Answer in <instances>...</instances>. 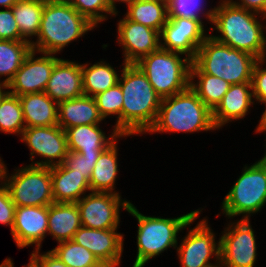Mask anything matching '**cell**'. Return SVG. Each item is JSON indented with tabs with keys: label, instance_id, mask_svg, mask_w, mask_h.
<instances>
[{
	"label": "cell",
	"instance_id": "35",
	"mask_svg": "<svg viewBox=\"0 0 266 267\" xmlns=\"http://www.w3.org/2000/svg\"><path fill=\"white\" fill-rule=\"evenodd\" d=\"M95 27L106 20L107 14L117 15L109 0H66ZM104 13V14H103ZM106 14V15H105Z\"/></svg>",
	"mask_w": 266,
	"mask_h": 267
},
{
	"label": "cell",
	"instance_id": "48",
	"mask_svg": "<svg viewBox=\"0 0 266 267\" xmlns=\"http://www.w3.org/2000/svg\"><path fill=\"white\" fill-rule=\"evenodd\" d=\"M118 265H120V262H117V263H102L99 267H116V266L118 267Z\"/></svg>",
	"mask_w": 266,
	"mask_h": 267
},
{
	"label": "cell",
	"instance_id": "1",
	"mask_svg": "<svg viewBox=\"0 0 266 267\" xmlns=\"http://www.w3.org/2000/svg\"><path fill=\"white\" fill-rule=\"evenodd\" d=\"M118 83L122 89V135L146 134L154 125L161 97L136 64H124Z\"/></svg>",
	"mask_w": 266,
	"mask_h": 267
},
{
	"label": "cell",
	"instance_id": "19",
	"mask_svg": "<svg viewBox=\"0 0 266 267\" xmlns=\"http://www.w3.org/2000/svg\"><path fill=\"white\" fill-rule=\"evenodd\" d=\"M44 92L57 103L83 96L81 64L60 58Z\"/></svg>",
	"mask_w": 266,
	"mask_h": 267
},
{
	"label": "cell",
	"instance_id": "14",
	"mask_svg": "<svg viewBox=\"0 0 266 267\" xmlns=\"http://www.w3.org/2000/svg\"><path fill=\"white\" fill-rule=\"evenodd\" d=\"M202 219L188 231L181 244L176 247L182 267H207L212 265V256L220 261V243L215 242V233L208 225V220Z\"/></svg>",
	"mask_w": 266,
	"mask_h": 267
},
{
	"label": "cell",
	"instance_id": "31",
	"mask_svg": "<svg viewBox=\"0 0 266 267\" xmlns=\"http://www.w3.org/2000/svg\"><path fill=\"white\" fill-rule=\"evenodd\" d=\"M196 77L197 83L194 82ZM230 85L224 79L209 74H190V88L211 111L218 106Z\"/></svg>",
	"mask_w": 266,
	"mask_h": 267
},
{
	"label": "cell",
	"instance_id": "52",
	"mask_svg": "<svg viewBox=\"0 0 266 267\" xmlns=\"http://www.w3.org/2000/svg\"><path fill=\"white\" fill-rule=\"evenodd\" d=\"M207 267H222V266H221V262L220 261H216L215 264L209 265Z\"/></svg>",
	"mask_w": 266,
	"mask_h": 267
},
{
	"label": "cell",
	"instance_id": "17",
	"mask_svg": "<svg viewBox=\"0 0 266 267\" xmlns=\"http://www.w3.org/2000/svg\"><path fill=\"white\" fill-rule=\"evenodd\" d=\"M48 233V206H16L11 235L19 249L41 243Z\"/></svg>",
	"mask_w": 266,
	"mask_h": 267
},
{
	"label": "cell",
	"instance_id": "28",
	"mask_svg": "<svg viewBox=\"0 0 266 267\" xmlns=\"http://www.w3.org/2000/svg\"><path fill=\"white\" fill-rule=\"evenodd\" d=\"M88 66L89 64L81 65L84 95L94 97L118 83L120 76L106 61Z\"/></svg>",
	"mask_w": 266,
	"mask_h": 267
},
{
	"label": "cell",
	"instance_id": "21",
	"mask_svg": "<svg viewBox=\"0 0 266 267\" xmlns=\"http://www.w3.org/2000/svg\"><path fill=\"white\" fill-rule=\"evenodd\" d=\"M109 137L99 128V124L80 125L65 130L68 151L78 153L102 152L117 138L129 135H120L115 129Z\"/></svg>",
	"mask_w": 266,
	"mask_h": 267
},
{
	"label": "cell",
	"instance_id": "38",
	"mask_svg": "<svg viewBox=\"0 0 266 267\" xmlns=\"http://www.w3.org/2000/svg\"><path fill=\"white\" fill-rule=\"evenodd\" d=\"M0 39L21 41L25 40L21 35L15 21L12 8L0 10Z\"/></svg>",
	"mask_w": 266,
	"mask_h": 267
},
{
	"label": "cell",
	"instance_id": "10",
	"mask_svg": "<svg viewBox=\"0 0 266 267\" xmlns=\"http://www.w3.org/2000/svg\"><path fill=\"white\" fill-rule=\"evenodd\" d=\"M219 243L222 267H254L257 246L250 220L240 219L228 224Z\"/></svg>",
	"mask_w": 266,
	"mask_h": 267
},
{
	"label": "cell",
	"instance_id": "18",
	"mask_svg": "<svg viewBox=\"0 0 266 267\" xmlns=\"http://www.w3.org/2000/svg\"><path fill=\"white\" fill-rule=\"evenodd\" d=\"M123 234L114 229H91L81 226L74 234L73 241L87 248L101 263L121 262Z\"/></svg>",
	"mask_w": 266,
	"mask_h": 267
},
{
	"label": "cell",
	"instance_id": "41",
	"mask_svg": "<svg viewBox=\"0 0 266 267\" xmlns=\"http://www.w3.org/2000/svg\"><path fill=\"white\" fill-rule=\"evenodd\" d=\"M40 249L31 253L29 264L32 267H68L51 250L40 254Z\"/></svg>",
	"mask_w": 266,
	"mask_h": 267
},
{
	"label": "cell",
	"instance_id": "32",
	"mask_svg": "<svg viewBox=\"0 0 266 267\" xmlns=\"http://www.w3.org/2000/svg\"><path fill=\"white\" fill-rule=\"evenodd\" d=\"M51 251L68 267H99L102 264L92 252L72 239L59 242Z\"/></svg>",
	"mask_w": 266,
	"mask_h": 267
},
{
	"label": "cell",
	"instance_id": "44",
	"mask_svg": "<svg viewBox=\"0 0 266 267\" xmlns=\"http://www.w3.org/2000/svg\"><path fill=\"white\" fill-rule=\"evenodd\" d=\"M19 0H0V6L12 8Z\"/></svg>",
	"mask_w": 266,
	"mask_h": 267
},
{
	"label": "cell",
	"instance_id": "27",
	"mask_svg": "<svg viewBox=\"0 0 266 267\" xmlns=\"http://www.w3.org/2000/svg\"><path fill=\"white\" fill-rule=\"evenodd\" d=\"M126 18L161 31L168 19L167 6L158 0H134L127 3Z\"/></svg>",
	"mask_w": 266,
	"mask_h": 267
},
{
	"label": "cell",
	"instance_id": "33",
	"mask_svg": "<svg viewBox=\"0 0 266 267\" xmlns=\"http://www.w3.org/2000/svg\"><path fill=\"white\" fill-rule=\"evenodd\" d=\"M24 129L25 121L19 96L8 93L0 103V131L21 136Z\"/></svg>",
	"mask_w": 266,
	"mask_h": 267
},
{
	"label": "cell",
	"instance_id": "36",
	"mask_svg": "<svg viewBox=\"0 0 266 267\" xmlns=\"http://www.w3.org/2000/svg\"><path fill=\"white\" fill-rule=\"evenodd\" d=\"M203 0H172L171 3L167 6L168 17H181L187 19L199 20L202 24L201 14L206 16V20L212 23L214 8L205 10ZM201 16V17H200Z\"/></svg>",
	"mask_w": 266,
	"mask_h": 267
},
{
	"label": "cell",
	"instance_id": "3",
	"mask_svg": "<svg viewBox=\"0 0 266 267\" xmlns=\"http://www.w3.org/2000/svg\"><path fill=\"white\" fill-rule=\"evenodd\" d=\"M95 26L67 1L45 0L36 41H31L37 53L57 54Z\"/></svg>",
	"mask_w": 266,
	"mask_h": 267
},
{
	"label": "cell",
	"instance_id": "53",
	"mask_svg": "<svg viewBox=\"0 0 266 267\" xmlns=\"http://www.w3.org/2000/svg\"><path fill=\"white\" fill-rule=\"evenodd\" d=\"M160 3L165 4L166 6H168L172 0H158Z\"/></svg>",
	"mask_w": 266,
	"mask_h": 267
},
{
	"label": "cell",
	"instance_id": "12",
	"mask_svg": "<svg viewBox=\"0 0 266 267\" xmlns=\"http://www.w3.org/2000/svg\"><path fill=\"white\" fill-rule=\"evenodd\" d=\"M21 140L31 151L32 163L29 165L44 167L60 165L64 163L69 152L66 133L59 125L25 128ZM35 155L45 158L44 161L33 163Z\"/></svg>",
	"mask_w": 266,
	"mask_h": 267
},
{
	"label": "cell",
	"instance_id": "24",
	"mask_svg": "<svg viewBox=\"0 0 266 267\" xmlns=\"http://www.w3.org/2000/svg\"><path fill=\"white\" fill-rule=\"evenodd\" d=\"M25 128L58 125V103L45 92L19 96Z\"/></svg>",
	"mask_w": 266,
	"mask_h": 267
},
{
	"label": "cell",
	"instance_id": "11",
	"mask_svg": "<svg viewBox=\"0 0 266 267\" xmlns=\"http://www.w3.org/2000/svg\"><path fill=\"white\" fill-rule=\"evenodd\" d=\"M118 193L90 192L76 202L82 226L91 229L119 228L120 208L128 211L130 201Z\"/></svg>",
	"mask_w": 266,
	"mask_h": 267
},
{
	"label": "cell",
	"instance_id": "45",
	"mask_svg": "<svg viewBox=\"0 0 266 267\" xmlns=\"http://www.w3.org/2000/svg\"><path fill=\"white\" fill-rule=\"evenodd\" d=\"M3 89H8V84H5L3 82H0V103L3 100V98L9 93V91H5Z\"/></svg>",
	"mask_w": 266,
	"mask_h": 267
},
{
	"label": "cell",
	"instance_id": "39",
	"mask_svg": "<svg viewBox=\"0 0 266 267\" xmlns=\"http://www.w3.org/2000/svg\"><path fill=\"white\" fill-rule=\"evenodd\" d=\"M264 63L263 58L257 59L252 72L253 98L259 103L266 101V69L262 67Z\"/></svg>",
	"mask_w": 266,
	"mask_h": 267
},
{
	"label": "cell",
	"instance_id": "20",
	"mask_svg": "<svg viewBox=\"0 0 266 267\" xmlns=\"http://www.w3.org/2000/svg\"><path fill=\"white\" fill-rule=\"evenodd\" d=\"M252 83L230 85L218 106L212 111L215 127L220 129L226 123L245 118L254 104Z\"/></svg>",
	"mask_w": 266,
	"mask_h": 267
},
{
	"label": "cell",
	"instance_id": "9",
	"mask_svg": "<svg viewBox=\"0 0 266 267\" xmlns=\"http://www.w3.org/2000/svg\"><path fill=\"white\" fill-rule=\"evenodd\" d=\"M14 171L8 176L5 165L2 182L15 206H49L54 203L51 167L26 165Z\"/></svg>",
	"mask_w": 266,
	"mask_h": 267
},
{
	"label": "cell",
	"instance_id": "54",
	"mask_svg": "<svg viewBox=\"0 0 266 267\" xmlns=\"http://www.w3.org/2000/svg\"><path fill=\"white\" fill-rule=\"evenodd\" d=\"M266 49V48H265ZM263 59L266 61V51H265V55L263 56Z\"/></svg>",
	"mask_w": 266,
	"mask_h": 267
},
{
	"label": "cell",
	"instance_id": "22",
	"mask_svg": "<svg viewBox=\"0 0 266 267\" xmlns=\"http://www.w3.org/2000/svg\"><path fill=\"white\" fill-rule=\"evenodd\" d=\"M94 97L80 96L58 103V125L67 128L100 124L103 121Z\"/></svg>",
	"mask_w": 266,
	"mask_h": 267
},
{
	"label": "cell",
	"instance_id": "13",
	"mask_svg": "<svg viewBox=\"0 0 266 267\" xmlns=\"http://www.w3.org/2000/svg\"><path fill=\"white\" fill-rule=\"evenodd\" d=\"M207 36L204 24L199 20L168 17L160 31V47L182 53L193 60Z\"/></svg>",
	"mask_w": 266,
	"mask_h": 267
},
{
	"label": "cell",
	"instance_id": "43",
	"mask_svg": "<svg viewBox=\"0 0 266 267\" xmlns=\"http://www.w3.org/2000/svg\"><path fill=\"white\" fill-rule=\"evenodd\" d=\"M262 104H265V107H266V101L265 102H262ZM259 125L256 127V133H261V132H266V109L265 111L263 112L262 116H261V119L259 120Z\"/></svg>",
	"mask_w": 266,
	"mask_h": 267
},
{
	"label": "cell",
	"instance_id": "25",
	"mask_svg": "<svg viewBox=\"0 0 266 267\" xmlns=\"http://www.w3.org/2000/svg\"><path fill=\"white\" fill-rule=\"evenodd\" d=\"M82 226L76 203H56L48 206V235L59 243L73 239Z\"/></svg>",
	"mask_w": 266,
	"mask_h": 267
},
{
	"label": "cell",
	"instance_id": "8",
	"mask_svg": "<svg viewBox=\"0 0 266 267\" xmlns=\"http://www.w3.org/2000/svg\"><path fill=\"white\" fill-rule=\"evenodd\" d=\"M266 168L260 161L243 168L222 202L223 214L228 218L243 215L241 219L260 212L266 204ZM251 214V215H250Z\"/></svg>",
	"mask_w": 266,
	"mask_h": 267
},
{
	"label": "cell",
	"instance_id": "34",
	"mask_svg": "<svg viewBox=\"0 0 266 267\" xmlns=\"http://www.w3.org/2000/svg\"><path fill=\"white\" fill-rule=\"evenodd\" d=\"M94 98L103 119L109 115H117L116 124L113 128L122 135L123 94L120 84L117 83L106 91L97 94Z\"/></svg>",
	"mask_w": 266,
	"mask_h": 267
},
{
	"label": "cell",
	"instance_id": "50",
	"mask_svg": "<svg viewBox=\"0 0 266 267\" xmlns=\"http://www.w3.org/2000/svg\"><path fill=\"white\" fill-rule=\"evenodd\" d=\"M262 164H263V166L266 168V152H265V154H264V157L262 158V159H260L259 160Z\"/></svg>",
	"mask_w": 266,
	"mask_h": 267
},
{
	"label": "cell",
	"instance_id": "47",
	"mask_svg": "<svg viewBox=\"0 0 266 267\" xmlns=\"http://www.w3.org/2000/svg\"><path fill=\"white\" fill-rule=\"evenodd\" d=\"M111 2L112 7L115 9V11L117 10L116 8V2H123V3H128L134 0H109Z\"/></svg>",
	"mask_w": 266,
	"mask_h": 267
},
{
	"label": "cell",
	"instance_id": "26",
	"mask_svg": "<svg viewBox=\"0 0 266 267\" xmlns=\"http://www.w3.org/2000/svg\"><path fill=\"white\" fill-rule=\"evenodd\" d=\"M117 140L99 155L89 180L91 192L117 193L114 191L118 173Z\"/></svg>",
	"mask_w": 266,
	"mask_h": 267
},
{
	"label": "cell",
	"instance_id": "5",
	"mask_svg": "<svg viewBox=\"0 0 266 267\" xmlns=\"http://www.w3.org/2000/svg\"><path fill=\"white\" fill-rule=\"evenodd\" d=\"M257 58L233 49L208 35L192 60L190 74H209L224 79L231 85L252 81Z\"/></svg>",
	"mask_w": 266,
	"mask_h": 267
},
{
	"label": "cell",
	"instance_id": "15",
	"mask_svg": "<svg viewBox=\"0 0 266 267\" xmlns=\"http://www.w3.org/2000/svg\"><path fill=\"white\" fill-rule=\"evenodd\" d=\"M36 53L31 50L9 82L10 94L21 96L45 91L54 65L60 58L49 53H43L42 56L35 58Z\"/></svg>",
	"mask_w": 266,
	"mask_h": 267
},
{
	"label": "cell",
	"instance_id": "42",
	"mask_svg": "<svg viewBox=\"0 0 266 267\" xmlns=\"http://www.w3.org/2000/svg\"><path fill=\"white\" fill-rule=\"evenodd\" d=\"M237 7L244 8L258 14H261L266 6V0H239V2L231 0Z\"/></svg>",
	"mask_w": 266,
	"mask_h": 267
},
{
	"label": "cell",
	"instance_id": "30",
	"mask_svg": "<svg viewBox=\"0 0 266 267\" xmlns=\"http://www.w3.org/2000/svg\"><path fill=\"white\" fill-rule=\"evenodd\" d=\"M31 50V42L29 41L0 39V78L7 76L0 82L9 84Z\"/></svg>",
	"mask_w": 266,
	"mask_h": 267
},
{
	"label": "cell",
	"instance_id": "29",
	"mask_svg": "<svg viewBox=\"0 0 266 267\" xmlns=\"http://www.w3.org/2000/svg\"><path fill=\"white\" fill-rule=\"evenodd\" d=\"M44 4L45 0H19L12 7L20 35L26 41L31 42L39 33Z\"/></svg>",
	"mask_w": 266,
	"mask_h": 267
},
{
	"label": "cell",
	"instance_id": "7",
	"mask_svg": "<svg viewBox=\"0 0 266 267\" xmlns=\"http://www.w3.org/2000/svg\"><path fill=\"white\" fill-rule=\"evenodd\" d=\"M179 52L159 48L142 57L137 63L145 73L155 92L161 97H169L190 87L192 60Z\"/></svg>",
	"mask_w": 266,
	"mask_h": 267
},
{
	"label": "cell",
	"instance_id": "55",
	"mask_svg": "<svg viewBox=\"0 0 266 267\" xmlns=\"http://www.w3.org/2000/svg\"><path fill=\"white\" fill-rule=\"evenodd\" d=\"M23 267H32L30 264L24 265Z\"/></svg>",
	"mask_w": 266,
	"mask_h": 267
},
{
	"label": "cell",
	"instance_id": "37",
	"mask_svg": "<svg viewBox=\"0 0 266 267\" xmlns=\"http://www.w3.org/2000/svg\"><path fill=\"white\" fill-rule=\"evenodd\" d=\"M100 154L101 152L78 153L69 151L64 164L69 169L74 170V173L84 175V177L89 181Z\"/></svg>",
	"mask_w": 266,
	"mask_h": 267
},
{
	"label": "cell",
	"instance_id": "40",
	"mask_svg": "<svg viewBox=\"0 0 266 267\" xmlns=\"http://www.w3.org/2000/svg\"><path fill=\"white\" fill-rule=\"evenodd\" d=\"M15 204L13 203L8 188L3 182L0 183V223L10 226L12 231L14 226Z\"/></svg>",
	"mask_w": 266,
	"mask_h": 267
},
{
	"label": "cell",
	"instance_id": "6",
	"mask_svg": "<svg viewBox=\"0 0 266 267\" xmlns=\"http://www.w3.org/2000/svg\"><path fill=\"white\" fill-rule=\"evenodd\" d=\"M128 213L138 221L137 256L133 267H144L149 260L170 247L176 249L177 234L195 222L201 210L197 209L177 218L145 216L131 203Z\"/></svg>",
	"mask_w": 266,
	"mask_h": 267
},
{
	"label": "cell",
	"instance_id": "16",
	"mask_svg": "<svg viewBox=\"0 0 266 267\" xmlns=\"http://www.w3.org/2000/svg\"><path fill=\"white\" fill-rule=\"evenodd\" d=\"M117 41L124 55L123 64H135L142 57L160 48V32L133 22L126 17L117 24Z\"/></svg>",
	"mask_w": 266,
	"mask_h": 267
},
{
	"label": "cell",
	"instance_id": "23",
	"mask_svg": "<svg viewBox=\"0 0 266 267\" xmlns=\"http://www.w3.org/2000/svg\"><path fill=\"white\" fill-rule=\"evenodd\" d=\"M54 202L76 203L90 191L89 181L84 175L74 173L64 163L51 167Z\"/></svg>",
	"mask_w": 266,
	"mask_h": 267
},
{
	"label": "cell",
	"instance_id": "49",
	"mask_svg": "<svg viewBox=\"0 0 266 267\" xmlns=\"http://www.w3.org/2000/svg\"><path fill=\"white\" fill-rule=\"evenodd\" d=\"M4 166H5L4 161H2L0 158V182H2V174H3Z\"/></svg>",
	"mask_w": 266,
	"mask_h": 267
},
{
	"label": "cell",
	"instance_id": "46",
	"mask_svg": "<svg viewBox=\"0 0 266 267\" xmlns=\"http://www.w3.org/2000/svg\"><path fill=\"white\" fill-rule=\"evenodd\" d=\"M0 267H14L13 261L11 258H6L2 264H0Z\"/></svg>",
	"mask_w": 266,
	"mask_h": 267
},
{
	"label": "cell",
	"instance_id": "2",
	"mask_svg": "<svg viewBox=\"0 0 266 267\" xmlns=\"http://www.w3.org/2000/svg\"><path fill=\"white\" fill-rule=\"evenodd\" d=\"M214 7L212 28L221 33L211 35L215 40L233 49L247 52L257 59L263 58L266 51V36L258 13L237 7L231 0L223 1Z\"/></svg>",
	"mask_w": 266,
	"mask_h": 267
},
{
	"label": "cell",
	"instance_id": "51",
	"mask_svg": "<svg viewBox=\"0 0 266 267\" xmlns=\"http://www.w3.org/2000/svg\"><path fill=\"white\" fill-rule=\"evenodd\" d=\"M261 19H262V21L265 19L266 20V6H265V8H264V10L262 11V13H261V17H260Z\"/></svg>",
	"mask_w": 266,
	"mask_h": 267
},
{
	"label": "cell",
	"instance_id": "4",
	"mask_svg": "<svg viewBox=\"0 0 266 267\" xmlns=\"http://www.w3.org/2000/svg\"><path fill=\"white\" fill-rule=\"evenodd\" d=\"M212 111L188 87L175 95L161 99L158 115L148 133L216 130Z\"/></svg>",
	"mask_w": 266,
	"mask_h": 267
}]
</instances>
